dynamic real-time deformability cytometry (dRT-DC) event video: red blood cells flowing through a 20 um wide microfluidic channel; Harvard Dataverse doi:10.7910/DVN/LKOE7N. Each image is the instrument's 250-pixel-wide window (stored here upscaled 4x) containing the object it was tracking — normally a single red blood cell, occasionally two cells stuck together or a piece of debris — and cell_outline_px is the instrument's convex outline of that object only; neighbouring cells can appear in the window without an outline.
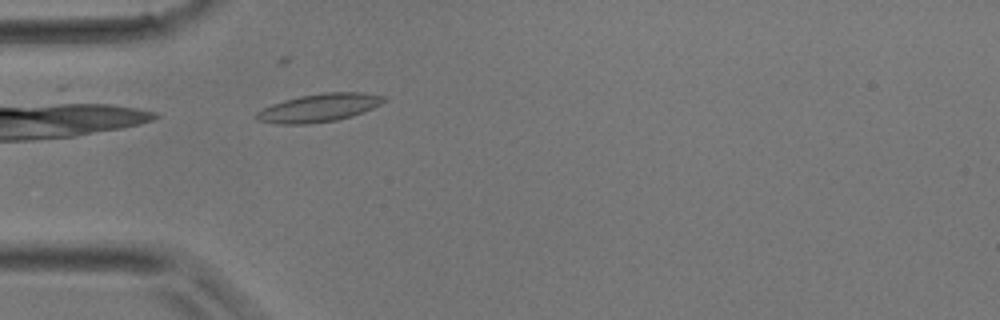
{"species": "common noctule bat (a hibernating species)", "species_latin": "Nyctalus noctula", "temperature_condition": "room temperature", "stored_images_in_passage": 21, "camera_frame_rate_fps": 3000, "um_per_image_px": 0.085, "animal": {"sex": "male", "body_mass_g": 17.9}, "frame": {"image": 1, "passage_image": 1, "time_ms": 0.0, "image_size_px": [1000, 320], "cell_outline_px": [[388, 100], [364, 112], [352, 116], [336, 120], [304, 124], [280, 124], [256, 120], [252, 116], [256, 112], [272, 104], [284, 100], [300, 96], [324, 92], [360, 92], [384, 96]], "centroid_in_image_um": [27.1, 9.16], "position_along_channel_um": 57.9, "area_um2": 20.87}}
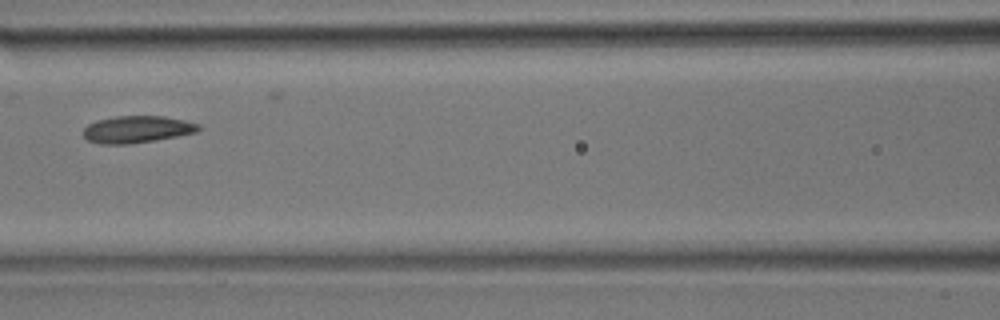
{"frame": {"image": 2, "passage_image": 7, "time_ms": 2.0, "image_size_px": [1000, 320], "cell_outline_px": [[200, 128], [196, 132], [156, 140], [128, 144], [100, 144], [88, 140], [84, 136], [84, 128], [88, 124], [96, 120], [116, 116], [164, 116], [184, 120], [200, 124]], "centroid_in_image_um": [11.63, 10.99], "position_along_channel_um": 155.0, "area_um2": 18.09}}
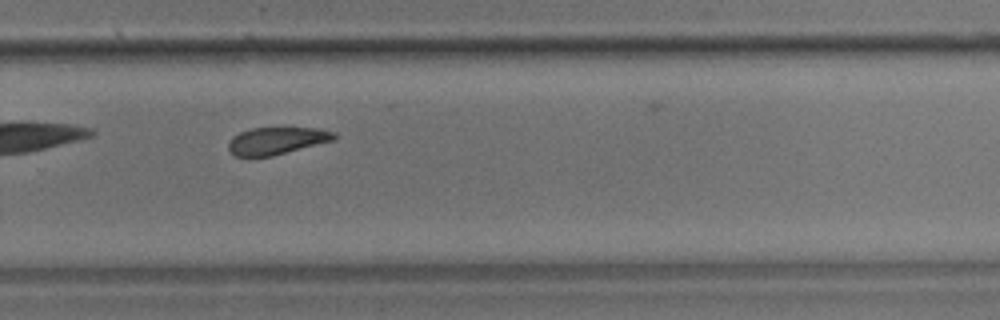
{"frame": {"image": 3, "passage_image": 16, "time_ms": 5.0, "image_size_px": [1000, 320], "cell_outline_px": [[336, 140], [272, 156], [236, 156], [228, 152], [228, 144], [232, 136], [240, 132], [252, 128], [316, 128], [336, 132]], "centroid_in_image_um": [23.53, 11.96], "position_along_channel_um": 306.3, "area_um2": 16.88}}